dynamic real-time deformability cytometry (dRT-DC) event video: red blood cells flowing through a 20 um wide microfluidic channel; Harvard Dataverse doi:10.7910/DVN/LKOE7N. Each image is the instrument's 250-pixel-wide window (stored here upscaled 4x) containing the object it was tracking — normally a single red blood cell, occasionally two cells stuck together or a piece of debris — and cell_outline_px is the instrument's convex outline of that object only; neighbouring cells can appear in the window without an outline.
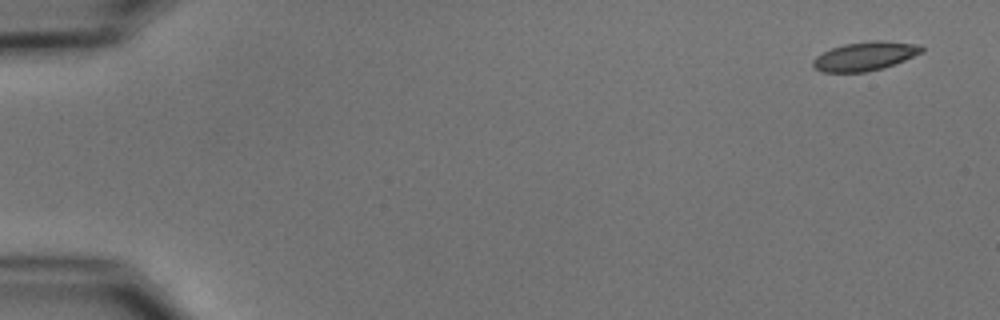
{"species": "common noctule bat (a hibernating species)", "species_latin": "Nyctalus noctula", "temperature_condition": "cold", "stored_images_in_passage": 5, "camera_frame_rate_fps": 3000, "um_per_image_px": 0.085, "animal": {"sex": "male", "body_mass_g": 15.6}, "frame": {"image": 1, "passage_image": 1, "time_ms": 0.0, "image_size_px": [1000, 320], "cell_outline_px": [[924, 52], [904, 60], [880, 68], [864, 72], [820, 72], [812, 68], [812, 60], [816, 56], [832, 48], [844, 44], [872, 40], [880, 40], [920, 44], [924, 48]], "centroid_in_image_um": [73.5, 4.77], "position_along_channel_um": 11.5, "area_um2": 18.26}}
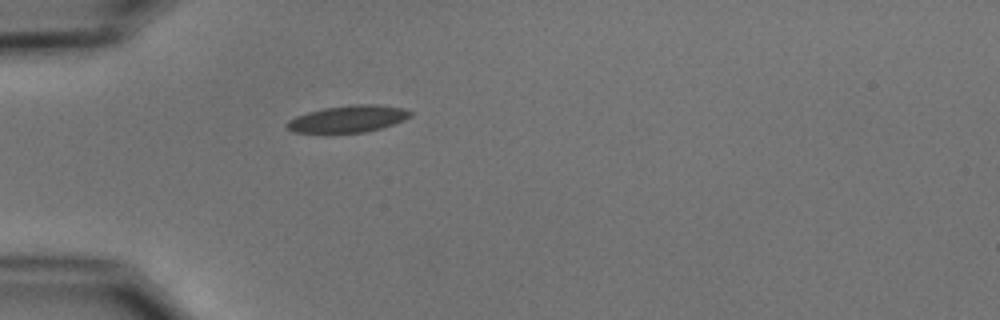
{"frame": {"image": 2, "passage_image": 5, "time_ms": 4.667, "image_size_px": [1000, 320], "cell_outline_px": [[412, 116], [404, 120], [380, 128], [364, 132], [324, 136], [296, 132], [288, 128], [284, 124], [288, 120], [296, 116], [308, 112], [324, 108], [352, 104], [380, 104], [404, 108], [412, 112]], "centroid_in_image_um": [29.53, 10.14], "position_along_channel_um": 55.5, "area_um2": 20.17}}